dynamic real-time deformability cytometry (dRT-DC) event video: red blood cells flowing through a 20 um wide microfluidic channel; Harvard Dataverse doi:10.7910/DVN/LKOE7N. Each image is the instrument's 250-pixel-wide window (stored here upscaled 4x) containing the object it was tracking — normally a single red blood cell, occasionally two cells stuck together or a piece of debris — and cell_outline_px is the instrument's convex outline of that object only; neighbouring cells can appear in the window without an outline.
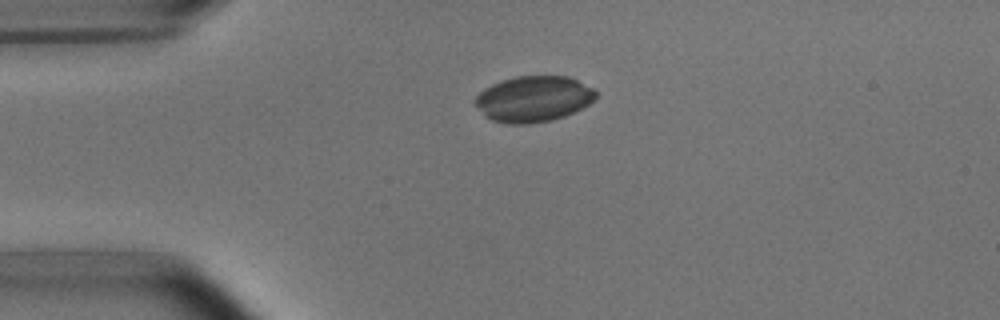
{"species": "common noctule bat (a hibernating species)", "species_latin": "Nyctalus noctula", "temperature_condition": "room temperature", "stored_images_in_passage": 3, "camera_frame_rate_fps": 3000, "um_per_image_px": 0.085, "animal": {"sex": "male", "body_mass_g": 15.6}, "frame": {"image": 1, "passage_image": 2, "time_ms": 1.333, "image_size_px": [1000, 320], "cell_outline_px": [[596, 100], [564, 116], [552, 120], [528, 124], [508, 124], [492, 120], [484, 116], [472, 100], [484, 88], [500, 80], [516, 76], [568, 76], [592, 88], [596, 92]], "centroid_in_image_um": [45.3, 8.41], "position_along_channel_um": 39.7, "area_um2": 32.31}}